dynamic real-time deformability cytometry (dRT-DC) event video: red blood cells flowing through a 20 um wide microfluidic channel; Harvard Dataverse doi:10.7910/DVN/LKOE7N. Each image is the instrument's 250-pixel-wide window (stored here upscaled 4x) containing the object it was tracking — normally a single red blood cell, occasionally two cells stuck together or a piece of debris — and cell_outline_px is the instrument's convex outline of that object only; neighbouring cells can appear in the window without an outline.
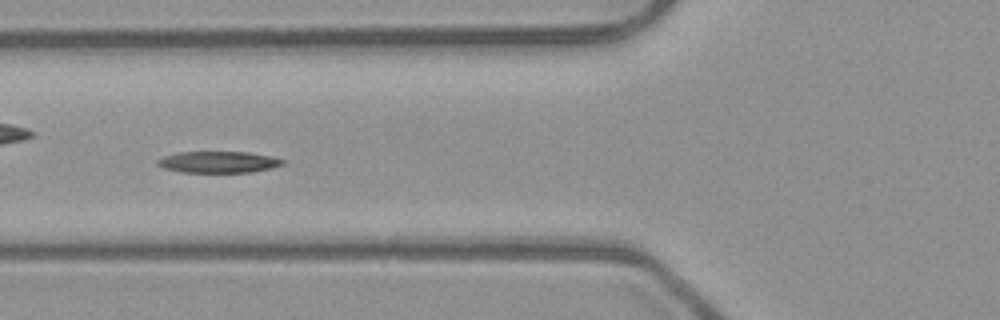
{"species": "common noctule bat (a hibernating species)", "species_latin": "Nyctalus noctula", "temperature_condition": "room temperature", "stored_images_in_passage": 47, "camera_frame_rate_fps": 3000, "um_per_image_px": 0.085, "animal": {"sex": "male", "body_mass_g": 23.1, "forearm_length_mm": 52.7}, "frame": {"image": 1, "passage_image": 14, "time_ms": 4.333, "image_size_px": [1000, 320], "cell_outline_px": [[288, 160], [284, 164], [272, 168], [252, 172], [180, 172], [164, 168], [156, 164], [156, 160], [164, 156], [176, 152], [248, 152], [272, 156]], "centroid_in_image_um": [18.6, 13.77], "position_along_channel_um": 107.2, "area_um2": 15.84}, "authors_computed_cell_mechanics": {"area_um2": 16.3574, "velocity_mm_per_s": 3.9233, "shape_relaxation_time_tau1_ms": 5.6411, "shape_relaxation_time_tau2_ms": null, "deformation_change_tau1": 0.1606, "deformation_change_tau2": null}}